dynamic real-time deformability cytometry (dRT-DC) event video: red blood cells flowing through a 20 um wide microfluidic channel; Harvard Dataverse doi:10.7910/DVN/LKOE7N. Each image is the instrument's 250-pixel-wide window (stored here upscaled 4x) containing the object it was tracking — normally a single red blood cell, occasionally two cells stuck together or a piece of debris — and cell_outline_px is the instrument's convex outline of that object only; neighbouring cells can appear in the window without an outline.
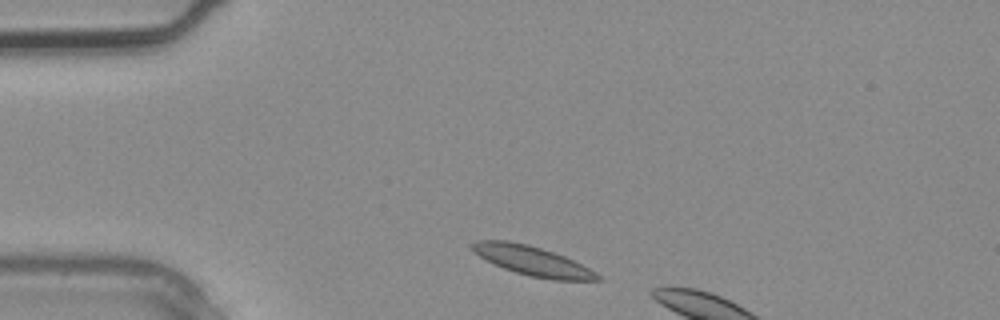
{"species": "common noctule bat (a hibernating species)", "species_latin": "Nyctalus noctula", "temperature_condition": "warm", "stored_images_in_passage": 2, "camera_frame_rate_fps": 3000, "um_per_image_px": 0.085, "animal": {"sex": "male", "body_mass_g": 20.4}, "frame": {"image": 1, "passage_image": 1, "time_ms": 0.0, "image_size_px": [1000, 320], "cell_outline_px": [[604, 280], [552, 280], [532, 276], [516, 272], [504, 268], [480, 256], [468, 244], [476, 240], [508, 240], [528, 244], [564, 256], [596, 272]], "centroid_in_image_um": [45.25, 22.16], "position_along_channel_um": 39.7, "area_um2": 21.1}}